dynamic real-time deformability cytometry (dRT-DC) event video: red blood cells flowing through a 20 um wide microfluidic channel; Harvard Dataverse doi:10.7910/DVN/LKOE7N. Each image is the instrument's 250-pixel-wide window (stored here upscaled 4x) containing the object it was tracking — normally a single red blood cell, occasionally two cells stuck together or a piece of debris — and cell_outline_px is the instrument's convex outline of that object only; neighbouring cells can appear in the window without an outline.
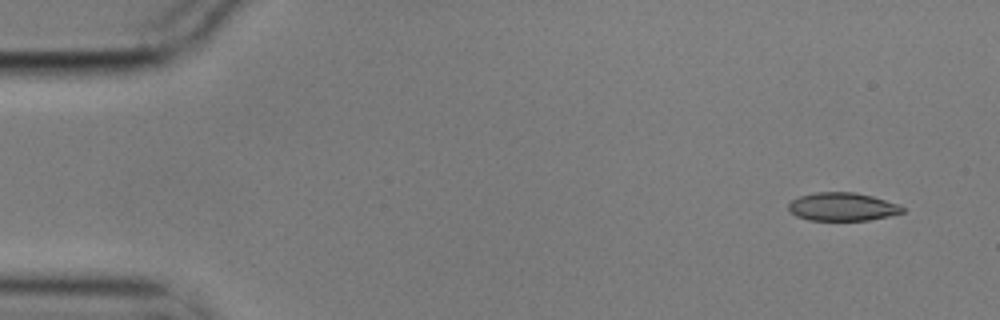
{"species": "common noctule bat (a hibernating species)", "species_latin": "Nyctalus noctula", "temperature_condition": "cold", "stored_images_in_passage": 4, "camera_frame_rate_fps": 3000, "um_per_image_px": 0.085, "animal": {"sex": "male", "body_mass_g": 17.9}, "frame": {"image": 1, "passage_image": 1, "time_ms": 0.0, "image_size_px": [1000, 320], "cell_outline_px": [[904, 212], [888, 216], [868, 220], [808, 220], [796, 216], [788, 212], [788, 204], [792, 200], [800, 196], [816, 192], [856, 192], [872, 196], [900, 204], [904, 208]], "centroid_in_image_um": [71.59, 17.57], "position_along_channel_um": 13.4, "area_um2": 18.84}}
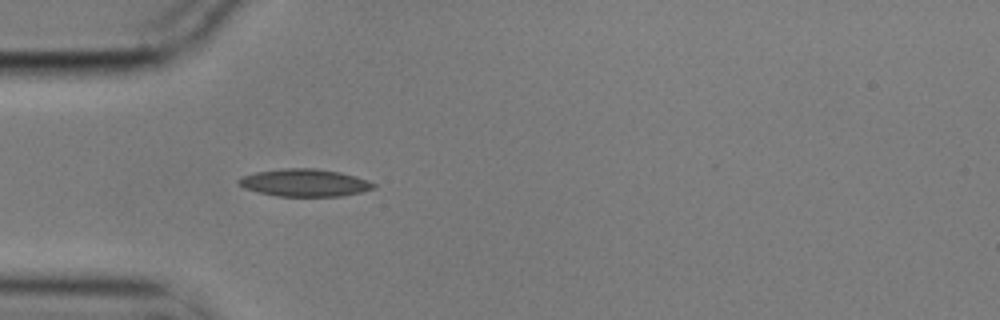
{"frame": {"image": 2, "passage_image": 4, "time_ms": 1.0, "image_size_px": [1000, 320], "cell_outline_px": [[376, 188], [360, 192], [340, 196], [276, 196], [256, 192], [244, 188], [236, 184], [236, 180], [244, 176], [256, 172], [284, 168], [316, 168], [340, 172], [356, 176], [368, 180], [376, 184]], "centroid_in_image_um": [25.88, 15.53], "position_along_channel_um": 59.1, "area_um2": 21.73}}